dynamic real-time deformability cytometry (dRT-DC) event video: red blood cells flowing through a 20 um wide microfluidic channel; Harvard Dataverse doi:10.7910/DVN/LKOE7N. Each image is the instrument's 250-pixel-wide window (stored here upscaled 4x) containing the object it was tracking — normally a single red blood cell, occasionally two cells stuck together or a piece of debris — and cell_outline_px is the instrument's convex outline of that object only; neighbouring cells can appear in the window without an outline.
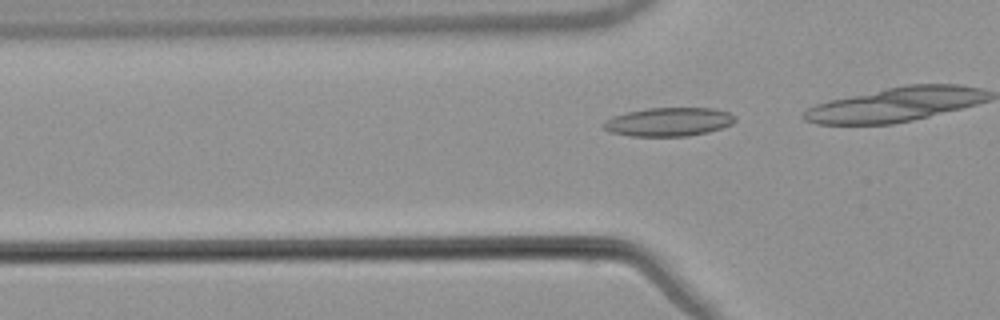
{"species": "common noctule bat (a hibernating species)", "species_latin": "Nyctalus noctula", "temperature_condition": "warm", "stored_images_in_passage": 20, "camera_frame_rate_fps": 3000, "um_per_image_px": 0.085, "animal": {"sex": "male", "body_mass_g": 21.5, "forearm_length_mm": 52.0}, "frame": {"image": 1, "passage_image": 12, "time_ms": 3.667, "image_size_px": [1000, 320], "cell_outline_px": [[736, 120], [732, 124], [708, 132], [688, 136], [632, 136], [612, 132], [604, 128], [600, 124], [604, 120], [612, 116], [628, 112], [648, 108], [712, 108], [728, 112], [736, 116]], "centroid_in_image_um": [56.83, 10.35], "position_along_channel_um": 69.0, "area_um2": 21.96}}